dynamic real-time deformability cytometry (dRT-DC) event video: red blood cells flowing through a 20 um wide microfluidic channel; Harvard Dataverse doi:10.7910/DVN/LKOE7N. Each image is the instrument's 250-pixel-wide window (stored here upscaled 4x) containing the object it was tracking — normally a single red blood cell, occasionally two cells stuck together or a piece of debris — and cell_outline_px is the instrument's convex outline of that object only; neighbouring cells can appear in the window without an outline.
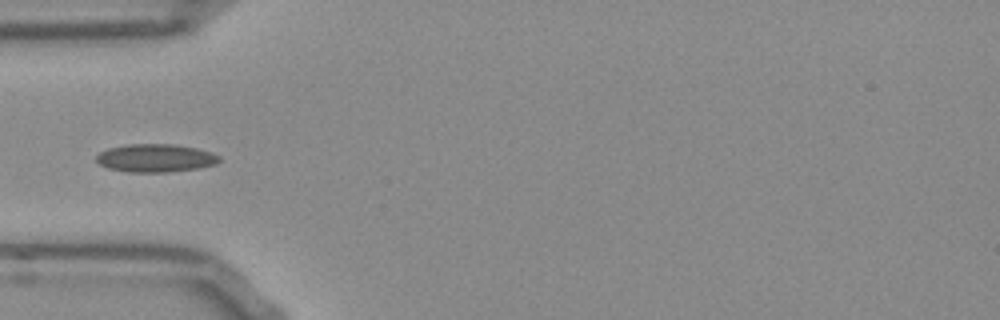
{"species": "Egyptian fruit bat (a non-hibernating species)", "species_latin": "Rousettus aegyptiacus", "temperature_condition": "room temperature", "stored_images_in_passage": 37, "camera_frame_rate_fps": 3000, "um_per_image_px": 0.085, "frame": {"image": 1, "passage_image": 1, "time_ms": 0.0, "image_size_px": [1000, 320], "cell_outline_px": [[220, 160], [216, 164], [200, 168], [168, 172], [128, 172], [108, 168], [100, 164], [96, 160], [96, 156], [100, 152], [108, 148], [128, 144], [176, 144], [196, 148], [212, 152], [220, 156]], "centroid_in_image_um": [13.24, 13.43], "position_along_channel_um": 71.8, "area_um2": 20.23}}
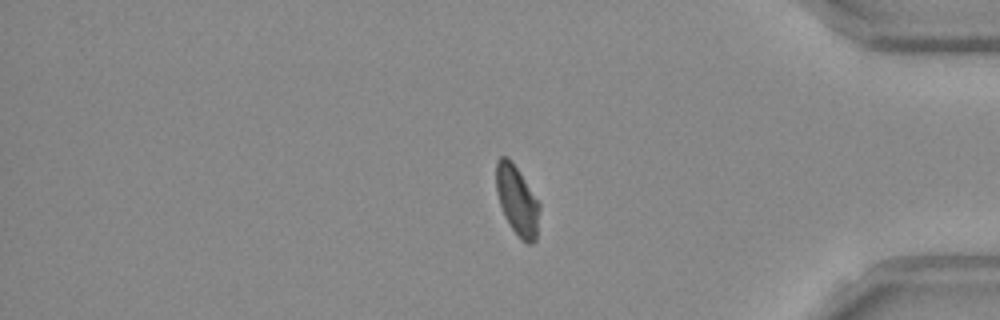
{"frame": {"image": 2, "passage_image": 28, "time_ms": 9.0, "image_size_px": [1000, 320], "cell_outline_px": [[540, 208], [536, 240], [532, 244], [524, 244], [520, 240], [504, 216], [496, 192], [496, 160], [500, 156], [508, 156], [540, 204]], "centroid_in_image_um": [43.95, 17.08], "position_along_channel_um": 391.3, "area_um2": 17.51}}
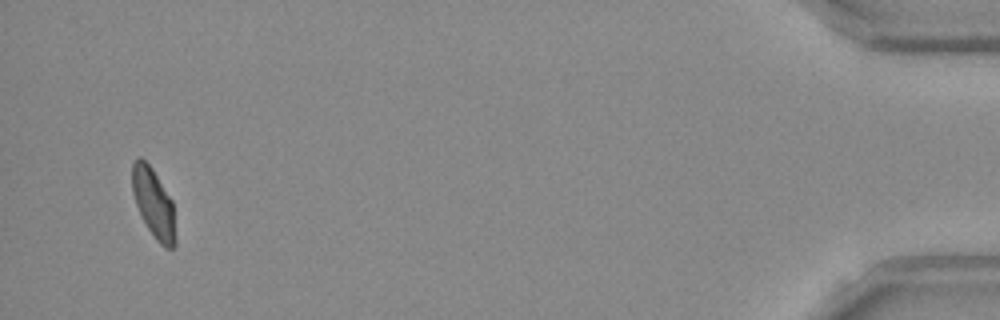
{"frame": {"image": 3, "passage_image": 35, "time_ms": 11.333, "image_size_px": [1000, 320], "cell_outline_px": [[176, 244], [172, 248], [164, 248], [156, 240], [148, 228], [136, 204], [132, 192], [132, 164], [140, 156], [152, 168], [172, 200], [176, 236]], "centroid_in_image_um": [13.07, 17.29], "position_along_channel_um": 422.1, "area_um2": 17.34}}